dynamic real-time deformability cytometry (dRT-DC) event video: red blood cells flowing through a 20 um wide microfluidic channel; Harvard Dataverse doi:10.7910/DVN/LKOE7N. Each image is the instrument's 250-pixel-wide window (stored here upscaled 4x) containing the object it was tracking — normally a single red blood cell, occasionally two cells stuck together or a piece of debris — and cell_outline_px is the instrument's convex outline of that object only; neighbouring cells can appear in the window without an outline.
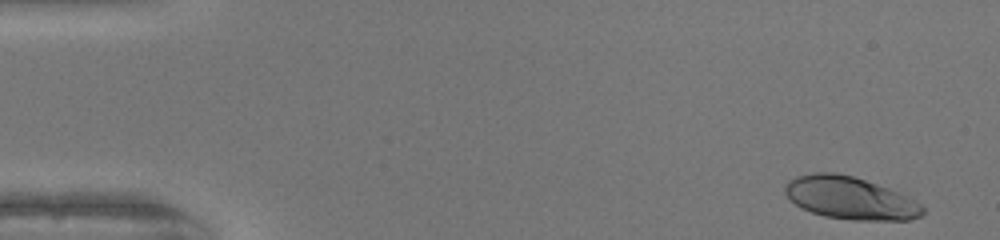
{"species": "human", "species_latin": "Homo sapiens", "temperature_condition": "warm", "stored_images_in_passage": 51, "camera_frame_rate_fps": 3000, "um_per_image_px": 0.085, "donor": {"sex": "female"}, "frame": {"image": 1, "passage_image": 2, "time_ms": 0.333, "image_size_px": [1000, 240], "cell_outline_px": [[924, 212], [920, 216], [908, 220], [852, 220], [824, 216], [800, 208], [784, 192], [784, 188], [788, 180], [796, 176], [812, 172], [836, 172], [852, 176], [888, 188], [920, 204], [924, 208]], "centroid_in_image_um": [72.2, 16.83], "position_along_channel_um": 12.8, "area_um2": 33.81}}
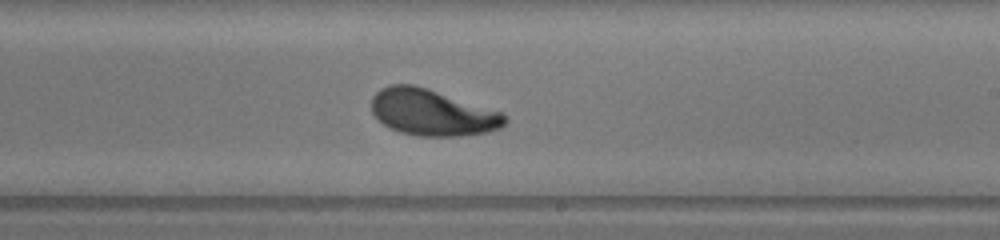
{"frame": {"image": 2, "passage_image": 30, "time_ms": 9.667, "image_size_px": [1000, 240], "cell_outline_px": [[508, 120], [500, 128], [488, 132], [460, 136], [416, 136], [400, 132], [384, 124], [372, 112], [372, 96], [380, 88], [388, 84], [412, 84], [428, 88], [504, 112]], "centroid_in_image_um": [36.77, 9.55], "position_along_channel_um": 252.2, "area_um2": 36.24}}
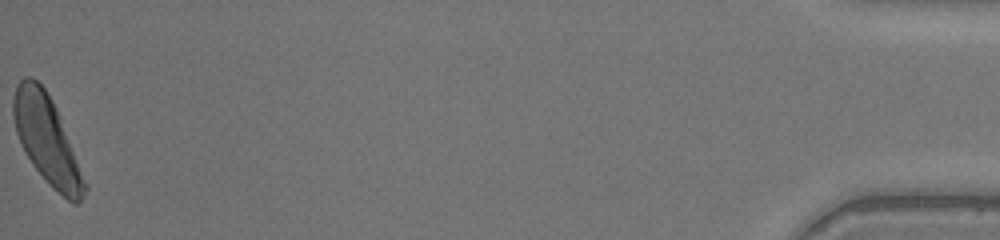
{"frame": {"image": 3, "passage_image": 51, "time_ms": 16.667, "image_size_px": [1000, 240], "cell_outline_px": [[88, 188], [84, 196], [76, 204], [72, 204], [32, 164], [24, 152], [20, 144], [16, 132], [12, 116], [12, 100], [16, 84], [24, 76], [32, 76], [44, 88], [52, 100], [56, 108], [88, 184]], "centroid_in_image_um": [3.97, 11.84], "position_along_channel_um": 431.2, "area_um2": 36.18}, "authors_computed_cell_mechanics": {"area_um2": 35.547, "velocity_mm_per_s": 4.0291, "shape_relaxation_time_tau1_ms": 2.6532, "shape_relaxation_time_tau2_ms": null, "deformation_change_tau1": 0.1593, "deformation_change_tau2": null}}